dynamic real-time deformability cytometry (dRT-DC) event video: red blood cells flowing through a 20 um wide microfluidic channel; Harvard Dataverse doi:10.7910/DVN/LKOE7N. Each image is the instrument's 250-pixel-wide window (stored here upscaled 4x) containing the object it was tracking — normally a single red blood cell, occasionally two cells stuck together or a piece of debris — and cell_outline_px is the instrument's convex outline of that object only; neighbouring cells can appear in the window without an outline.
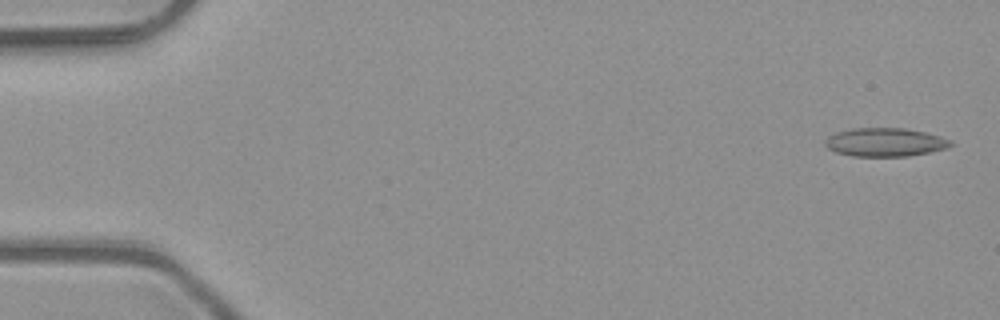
{"species": "common noctule bat (a hibernating species)", "species_latin": "Nyctalus noctula", "temperature_condition": "room temperature", "stored_images_in_passage": 4, "camera_frame_rate_fps": 3000, "um_per_image_px": 0.085, "animal": {"sex": "male", "body_mass_g": 23.1, "forearm_length_mm": 52.7}, "frame": {"image": 1, "passage_image": 1, "time_ms": 0.0, "image_size_px": [1000, 320], "cell_outline_px": [[952, 144], [948, 148], [908, 156], [852, 156], [836, 152], [828, 148], [824, 144], [824, 140], [828, 136], [836, 132], [852, 128], [904, 128], [924, 132], [940, 136], [952, 140]], "centroid_in_image_um": [75.21, 12.08], "position_along_channel_um": 9.8, "area_um2": 20.87}}